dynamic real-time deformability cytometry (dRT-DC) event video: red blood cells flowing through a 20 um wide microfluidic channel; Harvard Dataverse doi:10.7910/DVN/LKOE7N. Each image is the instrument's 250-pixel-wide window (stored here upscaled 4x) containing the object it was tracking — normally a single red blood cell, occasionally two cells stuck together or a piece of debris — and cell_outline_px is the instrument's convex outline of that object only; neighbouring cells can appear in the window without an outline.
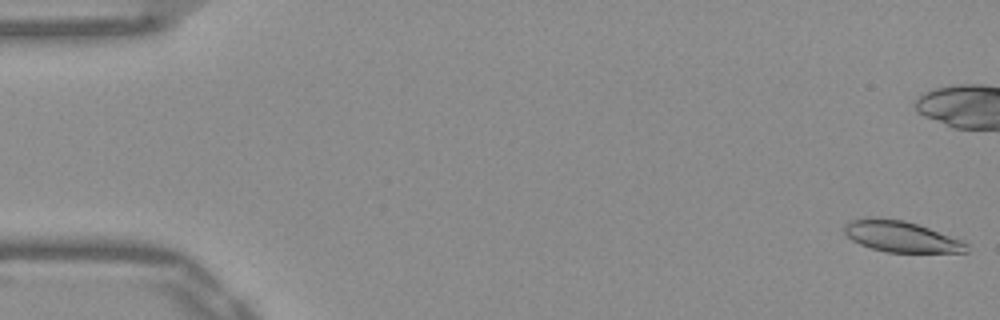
{"species": "Egyptian fruit bat (a non-hibernating species)", "species_latin": "Rousettus aegyptiacus", "temperature_condition": "warm", "stored_images_in_passage": 53, "camera_frame_rate_fps": 3000, "um_per_image_px": 0.085, "frame": {"image": 1, "passage_image": 1, "time_ms": 0.0, "image_size_px": [1000, 320], "cell_outline_px": [[968, 252], [888, 252], [872, 248], [860, 244], [852, 240], [844, 232], [844, 224], [848, 220], [868, 216], [904, 220], [964, 240], [968, 244]], "centroid_in_image_um": [76.57, 20.09], "position_along_channel_um": 8.4, "area_um2": 22.2}}
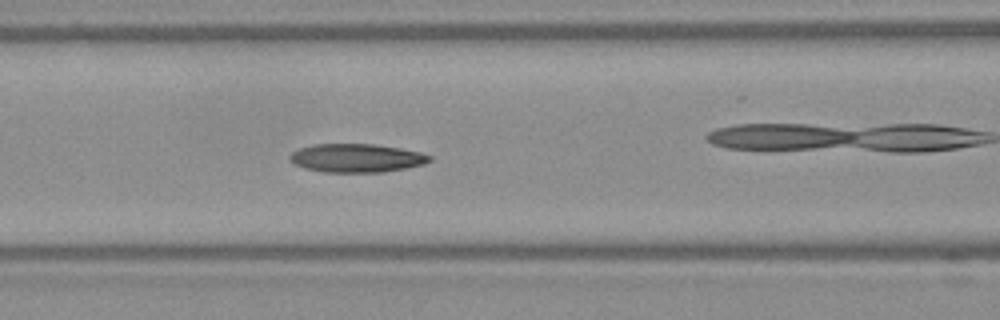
{"frame": {"image": 2, "passage_image": 22, "time_ms": 7.0, "image_size_px": [1000, 320], "cell_outline_px": [[432, 160], [424, 164], [384, 172], [324, 172], [304, 168], [288, 160], [288, 156], [292, 152], [300, 148], [312, 144], [372, 144], [400, 148], [420, 152], [432, 156]], "centroid_in_image_um": [30.29, 13.43], "position_along_channel_um": 136.3, "area_um2": 23.24}}
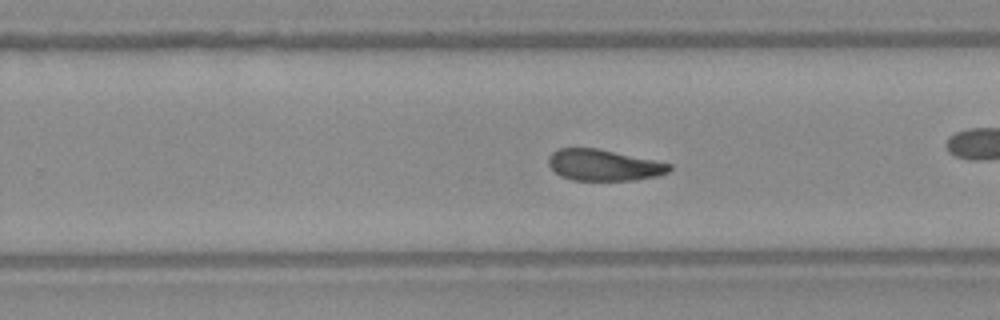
{"frame": {"image": 3, "passage_image": 33, "time_ms": 10.667, "image_size_px": [1000, 320], "cell_outline_px": [[672, 168], [668, 172], [656, 176], [636, 180], [572, 180], [560, 176], [548, 164], [548, 156], [556, 148], [596, 148], [656, 160], [672, 164]], "centroid_in_image_um": [51.31, 14.03], "position_along_channel_um": 278.5, "area_um2": 22.08}, "authors_computed_cell_mechanics": {"area_um2": 23.12, "velocity_mm_per_s": 3.8851, "shape_relaxation_time_tau1_ms": 7.7863, "shape_relaxation_time_tau2_ms": 3.3494, "deformation_change_tau1": 0.2043, "deformation_change_tau2": 0.1039}}